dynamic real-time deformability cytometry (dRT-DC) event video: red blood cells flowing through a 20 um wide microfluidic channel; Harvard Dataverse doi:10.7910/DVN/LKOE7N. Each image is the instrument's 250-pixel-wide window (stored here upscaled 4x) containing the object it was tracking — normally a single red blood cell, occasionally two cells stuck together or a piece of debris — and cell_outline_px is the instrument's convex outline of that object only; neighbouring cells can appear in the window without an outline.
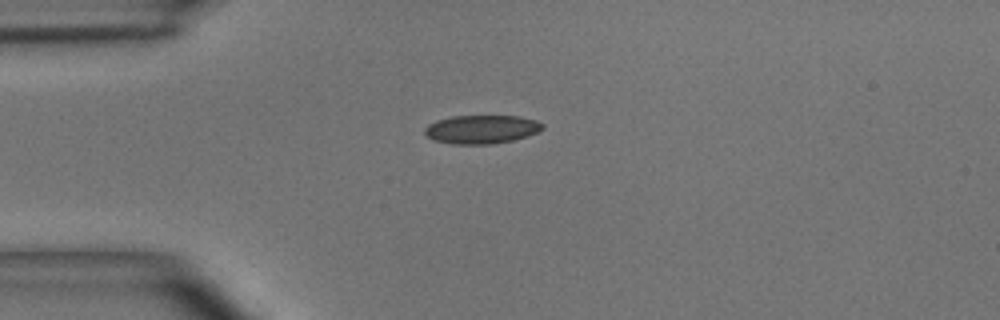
{"species": "common noctule bat (a hibernating species)", "species_latin": "Nyctalus noctula", "temperature_condition": "room temperature", "stored_images_in_passage": 2, "camera_frame_rate_fps": 3000, "um_per_image_px": 0.085, "animal": {"sex": "male", "body_mass_g": 15.6}, "frame": {"image": 1, "passage_image": 1, "time_ms": 0.0, "image_size_px": [1000, 320], "cell_outline_px": [[544, 128], [528, 136], [512, 140], [492, 144], [452, 144], [436, 140], [428, 136], [424, 132], [424, 128], [428, 124], [436, 120], [452, 116], [520, 116], [536, 120], [544, 124]], "centroid_in_image_um": [40.94, 10.98], "position_along_channel_um": 44.1, "area_um2": 19.59}}